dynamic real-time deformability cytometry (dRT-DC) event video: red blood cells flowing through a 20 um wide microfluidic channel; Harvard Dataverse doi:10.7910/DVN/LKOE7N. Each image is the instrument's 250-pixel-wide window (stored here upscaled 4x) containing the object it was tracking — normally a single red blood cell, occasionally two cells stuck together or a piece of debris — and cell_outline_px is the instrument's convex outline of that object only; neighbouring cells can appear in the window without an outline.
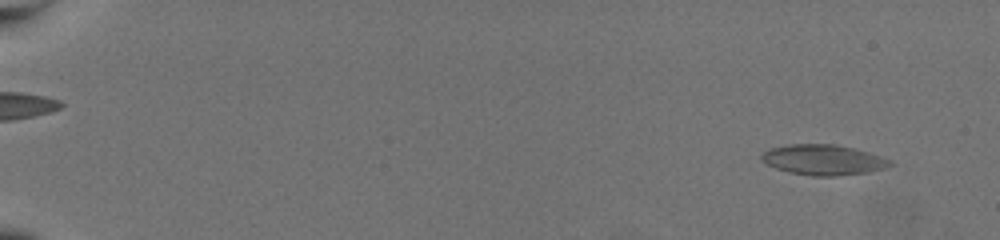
{"species": "common noctule bat (a hibernating species)", "species_latin": "Nyctalus noctula", "temperature_condition": "warm", "stored_images_in_passage": 45, "camera_frame_rate_fps": 3000, "um_per_image_px": 0.085, "animal": {"sex": "female", "body_mass_g": 19.5, "forearm_length_mm": 54.1}, "frame": {"image": 1, "passage_image": 2, "time_ms": 0.333, "image_size_px": [1000, 240], "cell_outline_px": [[892, 164], [880, 168], [864, 172], [836, 176], [812, 176], [788, 172], [776, 168], [760, 160], [760, 152], [768, 148], [788, 144], [836, 144], [856, 148], [868, 152], [888, 160]], "centroid_in_image_um": [69.85, 13.56], "position_along_channel_um": 15.2, "area_um2": 22.6}}
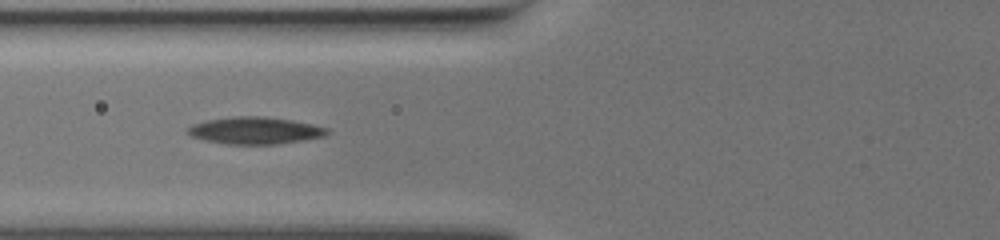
{"frame": {"image": 2, "passage_image": 24, "time_ms": 7.667, "image_size_px": [1000, 240], "cell_outline_px": [[332, 132], [324, 136], [304, 140], [276, 144], [228, 144], [204, 140], [192, 136], [184, 132], [184, 128], [192, 124], [204, 120], [232, 116], [264, 116], [292, 120], [312, 124], [328, 128]], "centroid_in_image_um": [21.64, 11.08], "position_along_channel_um": 104.2, "area_um2": 22.31}}
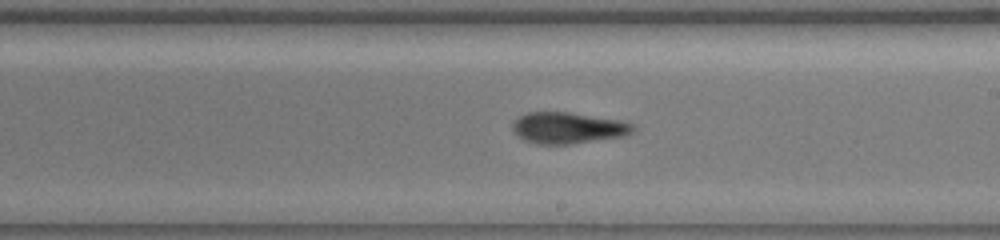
{"frame": {"image": 3, "passage_image": 35, "time_ms": 11.333, "image_size_px": [1000, 240], "cell_outline_px": [[636, 132], [624, 136], [572, 144], [536, 144], [524, 140], [516, 136], [512, 132], [512, 120], [528, 112], [568, 112], [620, 120], [636, 124]], "centroid_in_image_um": [48.28, 10.88], "position_along_channel_um": 240.7, "area_um2": 22.37}}